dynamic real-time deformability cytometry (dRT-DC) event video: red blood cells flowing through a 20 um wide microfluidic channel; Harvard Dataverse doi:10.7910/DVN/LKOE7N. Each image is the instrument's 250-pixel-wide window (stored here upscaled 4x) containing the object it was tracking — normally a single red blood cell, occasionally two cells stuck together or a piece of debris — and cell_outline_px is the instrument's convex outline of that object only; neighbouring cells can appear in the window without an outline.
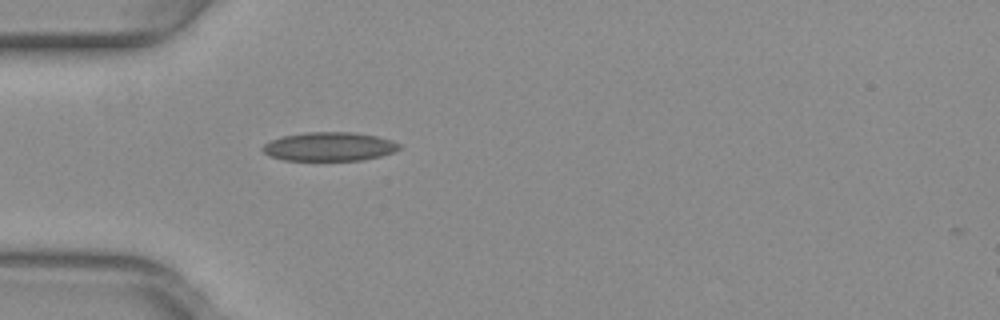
{"species": "common noctule bat (a hibernating species)", "species_latin": "Nyctalus noctula", "temperature_condition": "warm", "stored_images_in_passage": 2, "camera_frame_rate_fps": 3000, "um_per_image_px": 0.085, "animal": {"sex": "female", "body_mass_g": 29.2, "forearm_length_mm": 56.3}, "frame": {"image": 1, "passage_image": 1, "time_ms": 0.0, "image_size_px": [1000, 320], "cell_outline_px": [[400, 148], [392, 152], [380, 156], [364, 160], [284, 160], [268, 156], [260, 148], [264, 144], [272, 140], [284, 136], [308, 132], [352, 132], [376, 136], [392, 140], [400, 144]], "centroid_in_image_um": [27.98, 12.46], "position_along_channel_um": 57.0, "area_um2": 22.83}}